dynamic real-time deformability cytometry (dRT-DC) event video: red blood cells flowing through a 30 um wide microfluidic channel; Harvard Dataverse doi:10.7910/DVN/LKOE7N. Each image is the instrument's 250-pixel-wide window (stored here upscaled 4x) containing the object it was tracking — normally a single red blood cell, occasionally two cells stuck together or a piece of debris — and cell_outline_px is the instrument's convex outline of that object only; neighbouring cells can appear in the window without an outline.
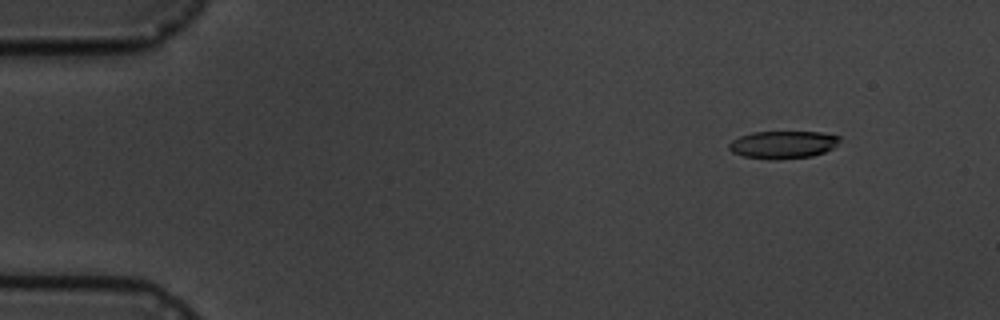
{"species": "common noctule bat (a hibernating species)", "species_latin": "Nyctalus noctula", "temperature_condition": "cold", "stored_images_in_passage": 5, "camera_frame_rate_fps": 3000, "um_per_image_px": 0.085, "animal": {"sex": "male", "body_mass_g": 19.5, "forearm_length_mm": 54.6}, "frame": {"image": 1, "passage_image": 2, "time_ms": 1.0, "image_size_px": [1000, 320], "cell_outline_px": [[840, 140], [832, 148], [824, 152], [812, 156], [772, 160], [768, 160], [744, 156], [732, 152], [728, 148], [728, 144], [732, 140], [740, 136], [752, 132], [820, 132], [840, 136]], "centroid_in_image_um": [66.52, 12.3], "position_along_channel_um": 18.5, "area_um2": 17.8}}
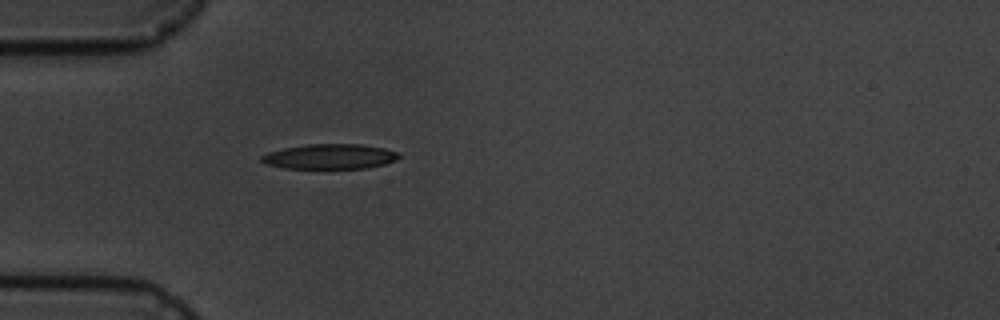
{"frame": {"image": 2, "passage_image": 5, "time_ms": 4.667, "image_size_px": [1000, 320], "cell_outline_px": [[400, 156], [396, 160], [384, 164], [364, 168], [284, 168], [268, 164], [260, 160], [260, 156], [268, 152], [284, 148], [308, 144], [360, 144], [384, 148], [396, 152]], "centroid_in_image_um": [28.02, 13.3], "position_along_channel_um": 57.0, "area_um2": 19.83}}